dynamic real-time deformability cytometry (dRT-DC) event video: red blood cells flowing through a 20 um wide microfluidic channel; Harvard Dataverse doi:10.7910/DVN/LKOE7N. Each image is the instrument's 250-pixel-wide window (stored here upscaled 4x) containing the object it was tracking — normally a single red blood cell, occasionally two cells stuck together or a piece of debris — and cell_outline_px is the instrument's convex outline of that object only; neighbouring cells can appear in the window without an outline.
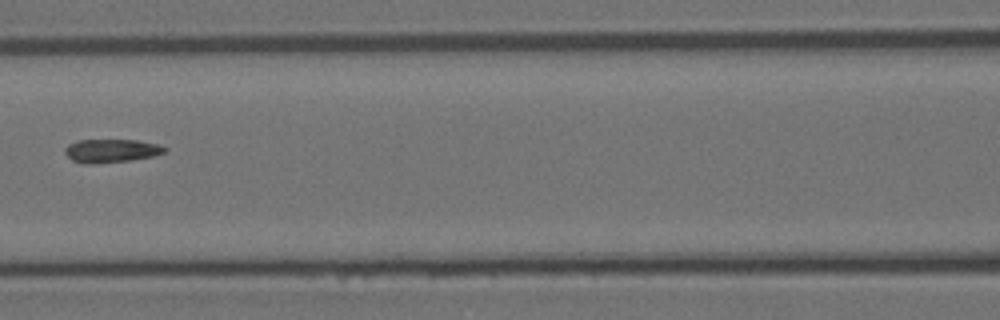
{"species": "Egyptian fruit bat (a non-hibernating species)", "species_latin": "Rousettus aegyptiacus", "temperature_condition": "room temperature", "stored_images_in_passage": 8, "camera_frame_rate_fps": 3000, "um_per_image_px": 0.085, "animal": {"sex": "female"}, "frame": {"image": 1, "passage_image": 8, "time_ms": 2.333, "image_size_px": [1000, 320], "cell_outline_px": [[168, 148], [164, 152], [152, 156], [132, 160], [88, 164], [84, 164], [72, 160], [64, 152], [64, 148], [68, 144], [80, 140], [136, 140], [160, 144]], "centroid_in_image_um": [9.45, 12.81], "position_along_channel_um": 157.1, "area_um2": 13.58}}